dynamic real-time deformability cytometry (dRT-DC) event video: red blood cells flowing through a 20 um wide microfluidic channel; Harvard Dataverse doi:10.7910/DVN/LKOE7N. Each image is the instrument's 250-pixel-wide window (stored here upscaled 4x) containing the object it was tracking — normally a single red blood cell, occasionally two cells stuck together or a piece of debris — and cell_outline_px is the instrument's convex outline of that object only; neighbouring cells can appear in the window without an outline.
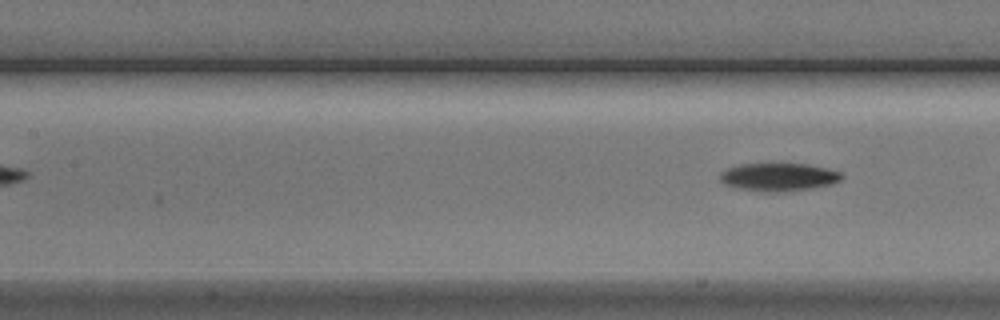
{"species": "Egyptian fruit bat (a non-hibernating species)", "species_latin": "Rousettus aegyptiacus", "temperature_condition": "cold", "stored_images_in_passage": 6, "segment_of_instrument_passage": [2, 2], "camera_frame_rate_fps": 3000, "um_per_image_px": 0.085, "animal": {"sex": "male"}, "frame": {"image": 1, "passage_image": 6, "time_ms": 6.667, "image_size_px": [1000, 320], "cell_outline_px": [[844, 176], [840, 180], [832, 184], [812, 188], [784, 192], [764, 192], [740, 188], [724, 184], [720, 180], [720, 172], [728, 168], [740, 164], [808, 164], [828, 168], [840, 172]], "centroid_in_image_um": [66.2, 15.05], "position_along_channel_um": 141.2, "area_um2": 19.88}}